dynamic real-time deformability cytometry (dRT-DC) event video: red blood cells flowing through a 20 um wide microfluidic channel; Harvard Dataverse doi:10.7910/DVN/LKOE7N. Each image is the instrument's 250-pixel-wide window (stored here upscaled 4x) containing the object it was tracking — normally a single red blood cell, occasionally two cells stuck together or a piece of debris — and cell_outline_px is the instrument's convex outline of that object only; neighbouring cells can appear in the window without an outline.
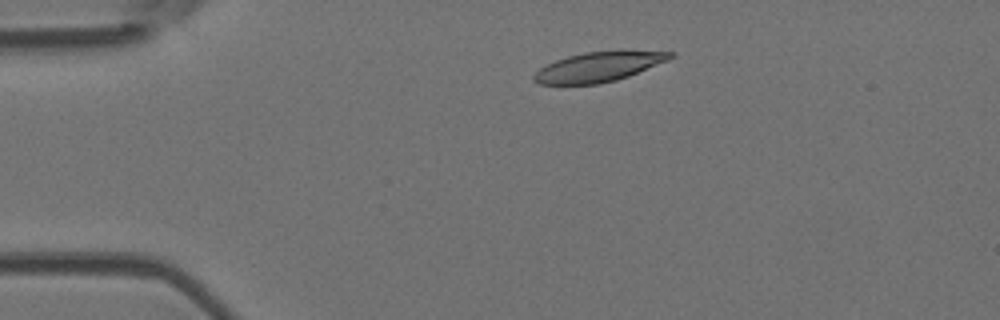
{"species": "Egyptian fruit bat (a non-hibernating species)", "species_latin": "Rousettus aegyptiacus", "temperature_condition": "room temperature", "stored_images_in_passage": 44, "camera_frame_rate_fps": 3000, "um_per_image_px": 0.085, "animal": {"sex": "female"}, "frame": {"image": 1, "passage_image": 1, "time_ms": 0.0, "image_size_px": [1000, 320], "cell_outline_px": [[676, 56], [668, 60], [628, 76], [616, 80], [600, 84], [540, 84], [532, 80], [532, 76], [540, 68], [556, 60], [568, 56], [584, 52], [676, 52]], "centroid_in_image_um": [50.83, 5.71], "position_along_channel_um": 34.2, "area_um2": 23.0}}
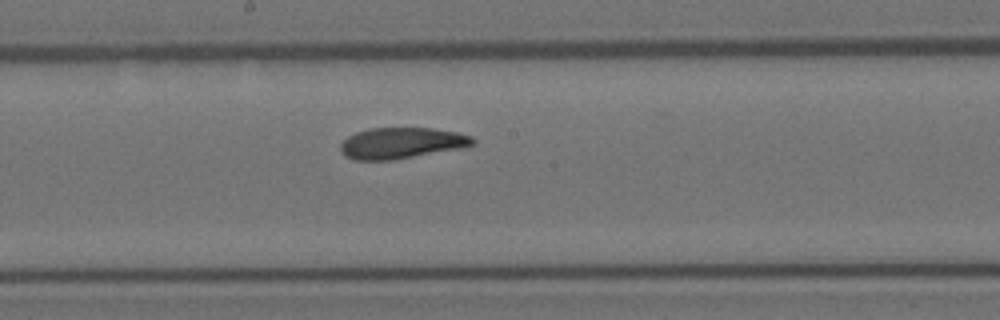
{"frame": {"image": 2, "passage_image": 19, "time_ms": 6.0, "image_size_px": [1000, 320], "cell_outline_px": [[476, 140], [472, 144], [456, 148], [392, 160], [356, 160], [344, 156], [340, 152], [340, 144], [348, 136], [356, 132], [368, 128], [432, 128], [456, 132], [472, 136]], "centroid_in_image_um": [34.04, 12.15], "position_along_channel_um": 214.2, "area_um2": 23.64}}
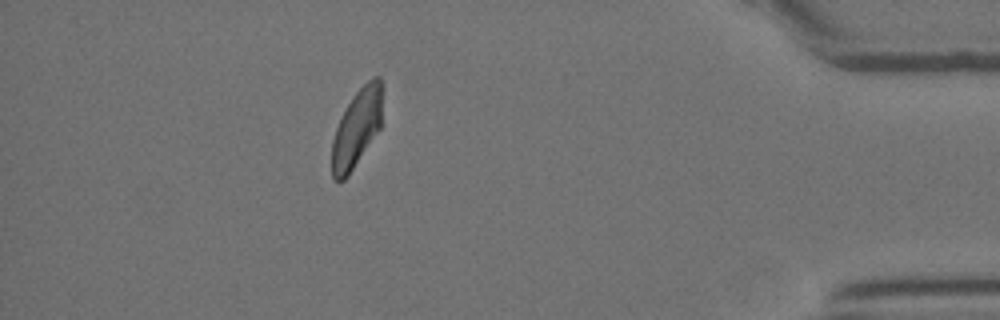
{"frame": {"image": 3, "passage_image": 38, "time_ms": 12.333, "image_size_px": [1000, 320], "cell_outline_px": [[380, 128], [348, 176], [344, 180], [336, 180], [332, 176], [332, 140], [336, 128], [352, 96], [372, 76], [380, 76]], "centroid_in_image_um": [30.29, 10.92], "position_along_channel_um": 404.9, "area_um2": 22.2}, "authors_computed_cell_mechanics": {"area_um2": 24.6806, "velocity_mm_per_s": 3.7599, "shape_relaxation_time_tau1_ms": 5.9789, "shape_relaxation_time_tau2_ms": 2.6356, "deformation_change_tau1": 0.1762, "deformation_change_tau2": 0.0837}}